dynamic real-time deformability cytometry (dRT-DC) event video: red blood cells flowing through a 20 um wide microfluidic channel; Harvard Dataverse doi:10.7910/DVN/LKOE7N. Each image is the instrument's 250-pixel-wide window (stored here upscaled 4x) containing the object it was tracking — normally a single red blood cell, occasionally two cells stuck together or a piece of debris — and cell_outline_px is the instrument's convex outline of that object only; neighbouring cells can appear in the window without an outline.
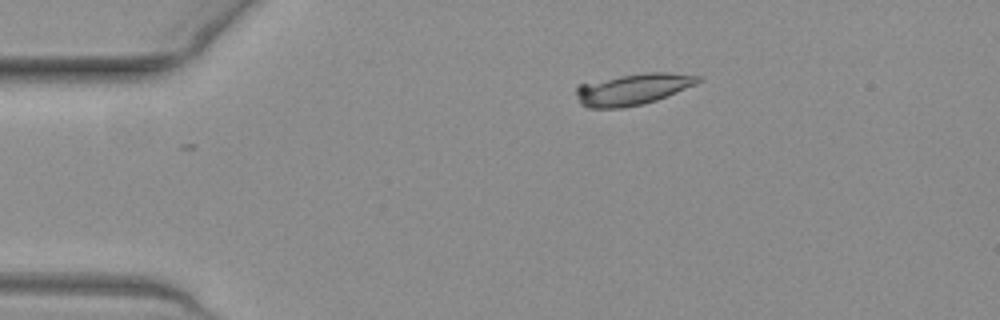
{"species": "common noctule bat (a hibernating species)", "species_latin": "Nyctalus noctula", "temperature_condition": "warm", "stored_images_in_passage": 44, "camera_frame_rate_fps": 3000, "um_per_image_px": 0.085, "animal": {"sex": "female", "body_mass_g": 19.3, "forearm_length_mm": 54.1}, "frame": {"image": 1, "passage_image": 1, "time_ms": 0.0, "image_size_px": [1000, 320], "cell_outline_px": [[704, 80], [696, 84], [656, 100], [644, 104], [624, 108], [588, 108], [580, 104], [576, 96], [576, 88], [580, 84], [620, 76], [644, 72], [668, 72], [704, 76]], "centroid_in_image_um": [53.82, 7.58], "position_along_channel_um": 31.2, "area_um2": 22.43}}
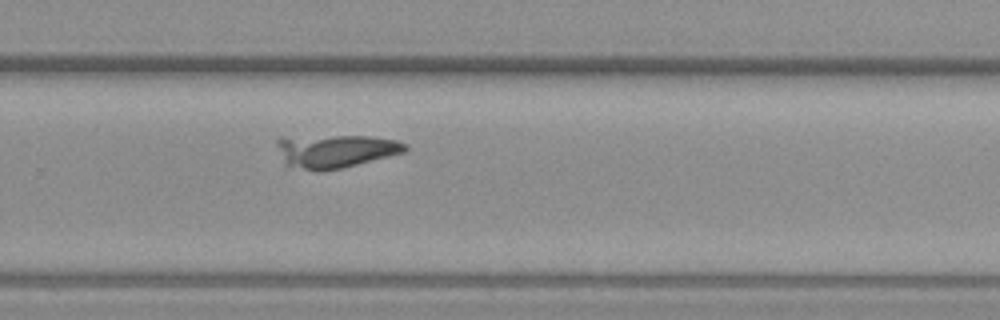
{"frame": {"image": 2, "passage_image": 26, "time_ms": 8.333, "image_size_px": [1000, 320], "cell_outline_px": [[408, 148], [404, 152], [340, 168], [320, 172], [316, 172], [288, 168], [284, 164], [276, 144], [276, 140], [280, 136], [368, 136], [396, 140], [408, 144]], "centroid_in_image_um": [28.41, 12.84], "position_along_channel_um": 301.4, "area_um2": 25.26}}
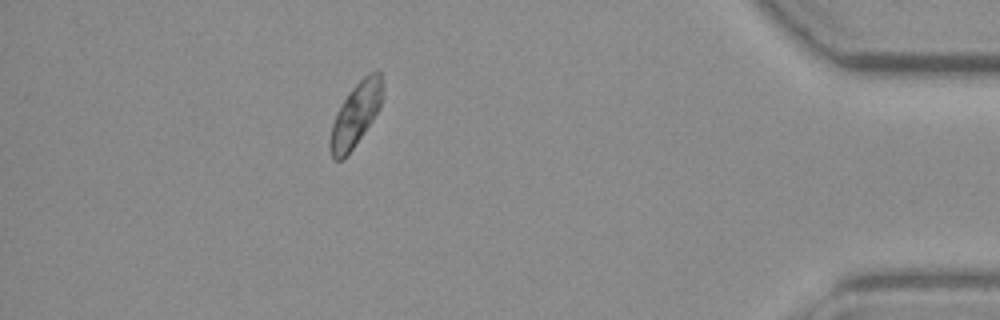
{"frame": {"image": 3, "passage_image": 38, "time_ms": 12.333, "image_size_px": [1000, 320], "cell_outline_px": [[380, 108], [372, 120], [344, 160], [332, 160], [328, 148], [328, 144], [332, 124], [336, 112], [348, 92], [368, 72], [380, 72]], "centroid_in_image_um": [30.14, 9.82], "position_along_channel_um": 405.1, "area_um2": 19.02}}